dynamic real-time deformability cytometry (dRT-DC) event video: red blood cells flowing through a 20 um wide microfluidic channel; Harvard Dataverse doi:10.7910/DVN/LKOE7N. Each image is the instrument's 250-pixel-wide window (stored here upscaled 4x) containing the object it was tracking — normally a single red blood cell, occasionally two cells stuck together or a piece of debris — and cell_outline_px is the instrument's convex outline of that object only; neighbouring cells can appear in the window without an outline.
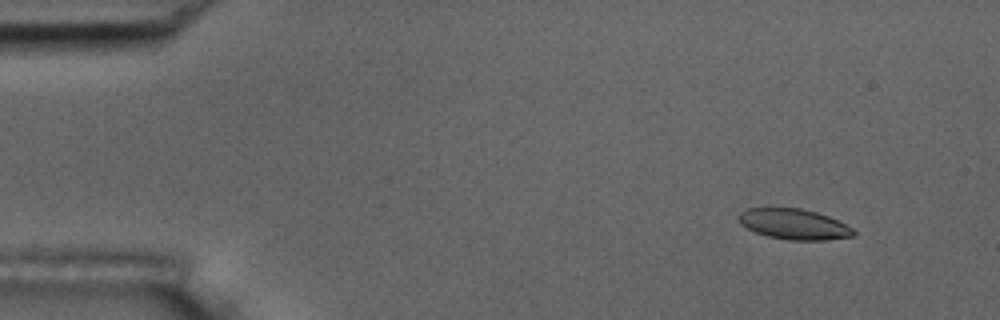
{"species": "common noctule bat (a hibernating species)", "species_latin": "Nyctalus noctula", "temperature_condition": "room temperature", "stored_images_in_passage": 4, "camera_frame_rate_fps": 3000, "um_per_image_px": 0.085, "animal": {"sex": "male", "body_mass_g": 17.5, "forearm_length_mm": 52.3}, "frame": {"image": 1, "passage_image": 1, "time_ms": 0.0, "image_size_px": [1000, 320], "cell_outline_px": [[856, 236], [828, 240], [788, 240], [768, 236], [756, 232], [740, 224], [736, 216], [740, 212], [748, 208], [800, 208], [816, 212], [828, 216], [852, 228], [856, 232]], "centroid_in_image_um": [67.48, 19.06], "position_along_channel_um": 17.5, "area_um2": 20.46}}
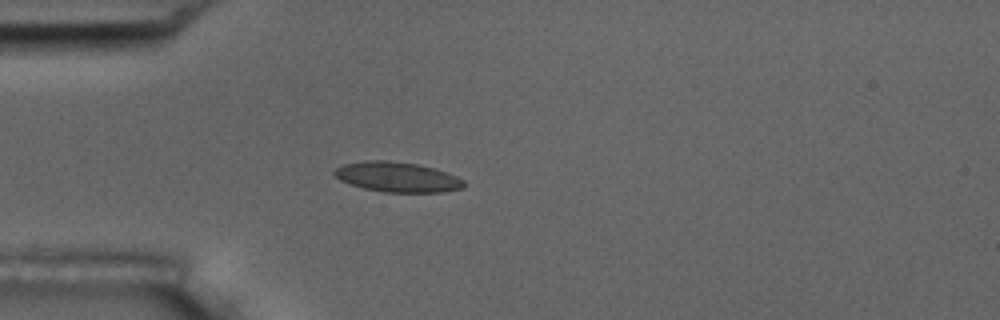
{"frame": {"image": 2, "passage_image": 4, "time_ms": 3.333, "image_size_px": [1000, 320], "cell_outline_px": [[464, 188], [444, 192], [384, 192], [364, 188], [340, 180], [332, 172], [336, 168], [344, 164], [364, 160], [388, 160], [416, 164], [448, 172], [464, 180]], "centroid_in_image_um": [33.78, 15.04], "position_along_channel_um": 51.2, "area_um2": 22.6}}